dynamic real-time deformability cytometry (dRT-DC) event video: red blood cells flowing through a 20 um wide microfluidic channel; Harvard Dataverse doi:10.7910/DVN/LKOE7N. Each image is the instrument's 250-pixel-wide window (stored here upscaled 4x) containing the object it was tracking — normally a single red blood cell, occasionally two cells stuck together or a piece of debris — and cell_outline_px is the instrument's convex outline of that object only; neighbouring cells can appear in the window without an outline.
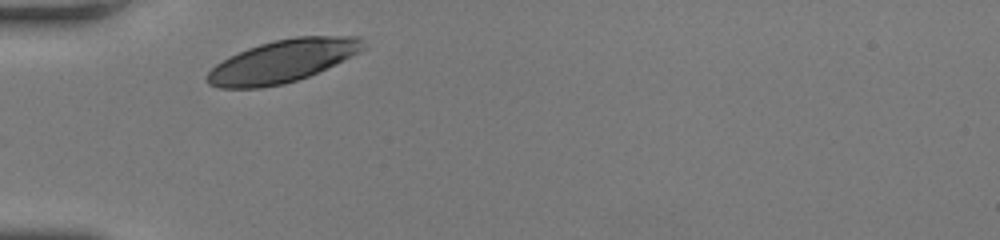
{"species": "human", "species_latin": "Homo sapiens", "temperature_condition": "room temperature", "stored_images_in_passage": 13, "camera_frame_rate_fps": 3000, "um_per_image_px": 0.085, "donor": {"sex": "female"}, "frame": {"image": 1, "passage_image": 1, "time_ms": 0.0, "image_size_px": [1000, 240], "cell_outline_px": [[364, 48], [360, 52], [336, 64], [308, 76], [284, 84], [260, 88], [220, 88], [208, 84], [204, 80], [208, 72], [216, 64], [248, 48], [260, 44], [276, 40], [296, 36], [360, 36], [364, 40]], "centroid_in_image_um": [24.03, 5.2], "position_along_channel_um": 61.0, "area_um2": 38.55}}